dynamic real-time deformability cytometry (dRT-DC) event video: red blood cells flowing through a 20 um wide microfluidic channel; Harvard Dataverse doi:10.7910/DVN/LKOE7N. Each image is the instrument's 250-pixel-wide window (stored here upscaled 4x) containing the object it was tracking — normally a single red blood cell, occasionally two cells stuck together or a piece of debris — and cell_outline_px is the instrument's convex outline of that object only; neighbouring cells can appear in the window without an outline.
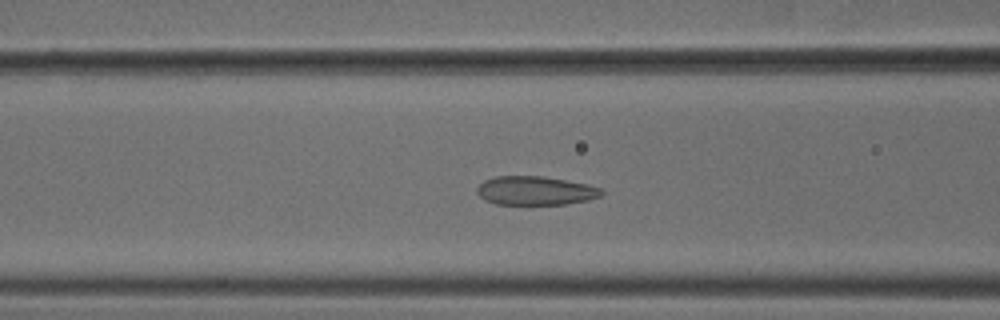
{"species": "common noctule bat (a hibernating species)", "species_latin": "Nyctalus noctula", "temperature_condition": "cold", "stored_images_in_passage": 51, "camera_frame_rate_fps": 3000, "um_per_image_px": 0.085, "animal": {"sex": "male", "body_mass_g": 18.8}, "frame": {"image": 1, "passage_image": 19, "time_ms": 6.0, "image_size_px": [1000, 320], "cell_outline_px": [[604, 192], [600, 196], [588, 200], [564, 204], [496, 204], [484, 200], [476, 192], [476, 188], [484, 180], [496, 176], [540, 176], [564, 180], [584, 184], [600, 188]], "centroid_in_image_um": [45.46, 16.21], "position_along_channel_um": 121.1, "area_um2": 20.69}}
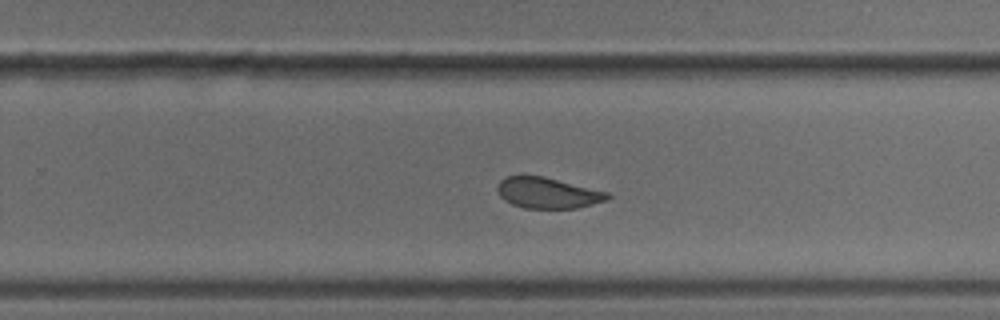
{"frame": {"image": 2, "passage_image": 32, "time_ms": 10.333, "image_size_px": [1000, 320], "cell_outline_px": [[612, 196], [608, 200], [576, 208], [524, 208], [512, 204], [504, 200], [500, 196], [496, 188], [500, 180], [504, 176], [544, 176], [608, 192]], "centroid_in_image_um": [46.55, 16.39], "position_along_channel_um": 283.3, "area_um2": 19.83}}
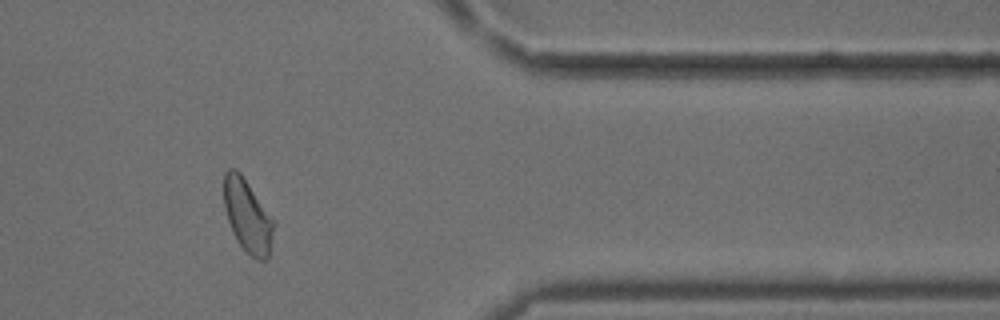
{"frame": {"image": 3, "passage_image": 42, "time_ms": 13.667, "image_size_px": [1000, 320], "cell_outline_px": [[276, 224], [268, 256], [264, 260], [260, 260], [252, 256], [236, 240], [228, 220], [224, 208], [224, 172], [228, 168], [236, 168], [240, 172], [276, 220]], "centroid_in_image_um": [21.06, 18.3], "position_along_channel_um": 390.3, "area_um2": 21.39}, "authors_computed_cell_mechanics": {"area_um2": 21.6172, "velocity_mm_per_s": 3.7411, "shape_relaxation_time_tau1_ms": 10.0857, "shape_relaxation_time_tau2_ms": 1.1319, "deformation_change_tau1": 0.1676, "deformation_change_tau2": 0.0563}}